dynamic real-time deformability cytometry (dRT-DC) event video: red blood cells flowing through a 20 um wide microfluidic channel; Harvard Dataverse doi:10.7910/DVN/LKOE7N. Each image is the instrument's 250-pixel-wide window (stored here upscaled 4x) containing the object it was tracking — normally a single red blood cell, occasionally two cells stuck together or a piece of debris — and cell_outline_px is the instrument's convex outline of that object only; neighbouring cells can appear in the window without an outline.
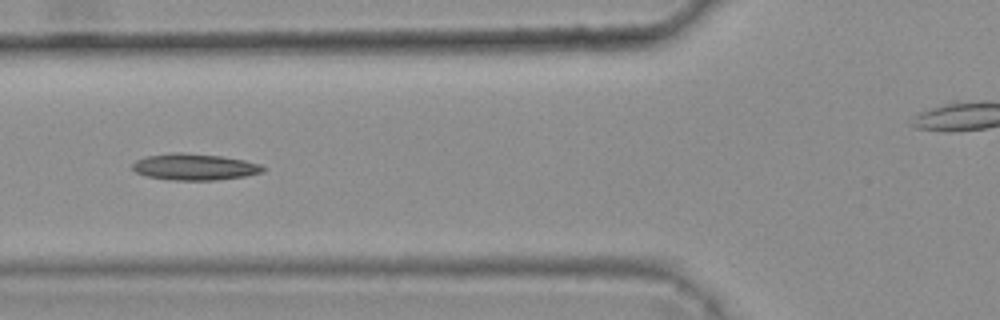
{"species": "common noctule bat (a hibernating species)", "species_latin": "Nyctalus noctula", "temperature_condition": "warm", "stored_images_in_passage": 8, "camera_frame_rate_fps": 3000, "um_per_image_px": 0.085, "animal": {"sex": "female", "body_mass_g": 25.1}, "frame": {"image": 1, "passage_image": 5, "time_ms": 1.333, "image_size_px": [1000, 320], "cell_outline_px": [[264, 172], [244, 176], [216, 180], [172, 180], [148, 176], [136, 172], [132, 168], [132, 164], [136, 160], [148, 156], [172, 152], [180, 152], [220, 156], [244, 160], [260, 164], [264, 168]], "centroid_in_image_um": [16.53, 14.18], "position_along_channel_um": 109.3, "area_um2": 19.94}}
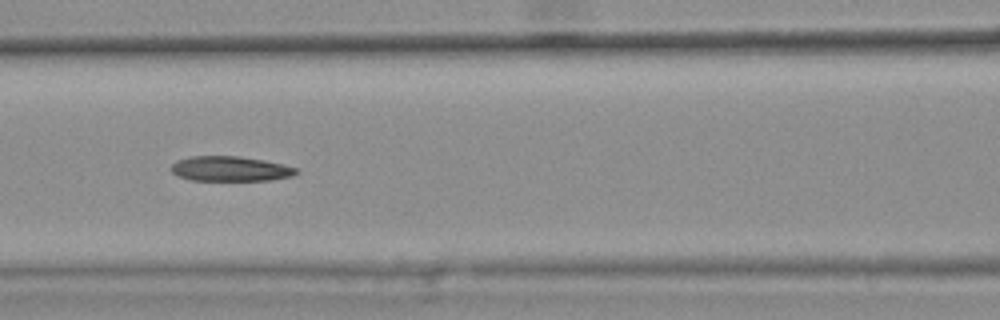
{"frame": {"image": 2, "passage_image": 6, "time_ms": 1.667, "image_size_px": [1000, 320], "cell_outline_px": [[300, 172], [292, 176], [272, 180], [192, 180], [180, 176], [172, 172], [172, 164], [176, 160], [192, 156], [240, 156], [264, 160], [284, 164], [300, 168]], "centroid_in_image_um": [19.65, 14.34], "position_along_channel_um": 146.9, "area_um2": 18.26}}